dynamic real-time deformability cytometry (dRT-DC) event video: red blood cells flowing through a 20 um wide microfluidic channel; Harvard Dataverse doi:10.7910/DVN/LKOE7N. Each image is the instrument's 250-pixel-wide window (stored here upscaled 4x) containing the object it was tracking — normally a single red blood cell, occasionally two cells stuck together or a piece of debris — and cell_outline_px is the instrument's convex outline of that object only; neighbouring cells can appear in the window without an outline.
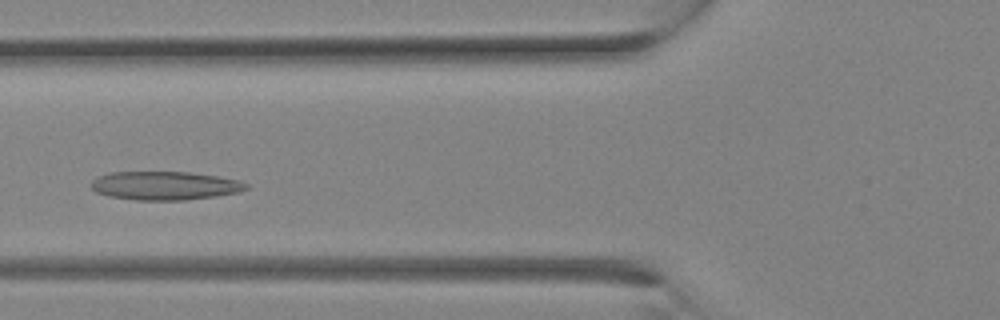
{"species": "Egyptian fruit bat (a non-hibernating species)", "species_latin": "Rousettus aegyptiacus", "temperature_condition": "room temperature", "stored_images_in_passage": 11, "camera_frame_rate_fps": 3000, "um_per_image_px": 0.085, "animal": {"sex": "female"}, "frame": {"image": 1, "passage_image": 8, "time_ms": 2.333, "image_size_px": [1000, 320], "cell_outline_px": [[248, 188], [240, 192], [216, 196], [184, 200], [136, 200], [108, 196], [96, 192], [88, 184], [96, 176], [108, 172], [188, 172], [216, 176], [236, 180], [248, 184]], "centroid_in_image_um": [13.95, 15.78], "position_along_channel_um": 111.9, "area_um2": 25.89}}
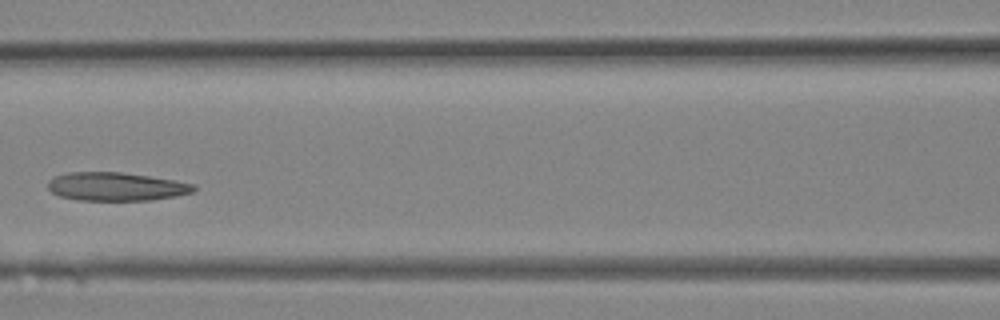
{"frame": {"image": 2, "passage_image": 10, "time_ms": 3.0, "image_size_px": [1000, 320], "cell_outline_px": [[196, 188], [192, 192], [176, 196], [152, 200], [76, 200], [60, 196], [52, 192], [48, 188], [48, 180], [56, 176], [68, 172], [120, 172], [148, 176], [196, 184]], "centroid_in_image_um": [9.86, 15.86], "position_along_channel_um": 156.7, "area_um2": 24.04}}